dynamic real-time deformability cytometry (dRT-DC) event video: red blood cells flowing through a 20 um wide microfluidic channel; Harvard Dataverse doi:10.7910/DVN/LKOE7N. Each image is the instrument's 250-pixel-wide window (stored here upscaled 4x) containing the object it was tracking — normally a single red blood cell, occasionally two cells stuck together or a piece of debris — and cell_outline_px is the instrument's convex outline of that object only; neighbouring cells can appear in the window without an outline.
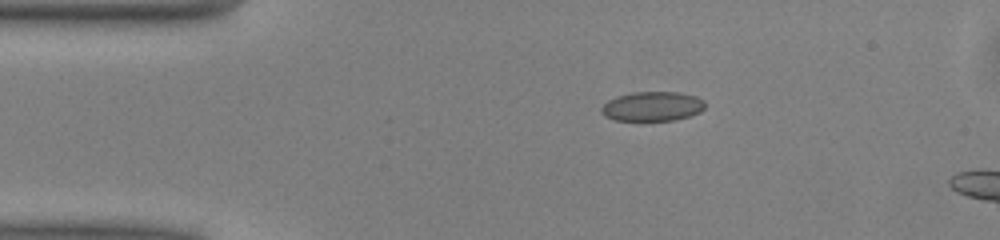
{"species": "common noctule bat (a hibernating species)", "species_latin": "Nyctalus noctula", "temperature_condition": "warm", "stored_images_in_passage": 5, "camera_frame_rate_fps": 3000, "um_per_image_px": 0.085, "animal": {"sex": "male", "body_mass_g": 13.0, "forearm_length_mm": 53.1}, "frame": {"image": 1, "passage_image": 1, "time_ms": 0.0, "image_size_px": [1000, 240], "cell_outline_px": [[704, 108], [700, 112], [688, 116], [672, 120], [640, 124], [616, 120], [604, 116], [600, 112], [600, 108], [608, 100], [616, 96], [632, 92], [680, 92], [696, 96], [704, 100]], "centroid_in_image_um": [55.39, 9.08], "position_along_channel_um": 29.6, "area_um2": 18.61}}